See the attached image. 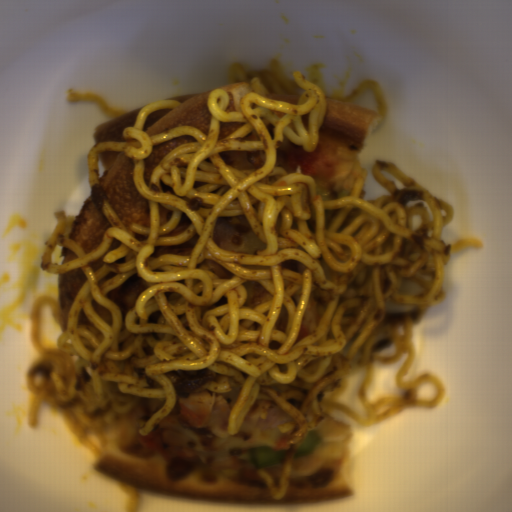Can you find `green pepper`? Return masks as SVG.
<instances>
[{
	"mask_svg": "<svg viewBox=\"0 0 512 512\" xmlns=\"http://www.w3.org/2000/svg\"><path fill=\"white\" fill-rule=\"evenodd\" d=\"M291 449H272L269 446L247 449L248 462L258 468H274L285 465Z\"/></svg>",
	"mask_w": 512,
	"mask_h": 512,
	"instance_id": "372bd49c",
	"label": "green pepper"
},
{
	"mask_svg": "<svg viewBox=\"0 0 512 512\" xmlns=\"http://www.w3.org/2000/svg\"><path fill=\"white\" fill-rule=\"evenodd\" d=\"M320 440L321 438L316 432H308L304 442L298 446L293 461L308 456L310 453H312Z\"/></svg>",
	"mask_w": 512,
	"mask_h": 512,
	"instance_id": "c4517986",
	"label": "green pepper"
}]
</instances>
